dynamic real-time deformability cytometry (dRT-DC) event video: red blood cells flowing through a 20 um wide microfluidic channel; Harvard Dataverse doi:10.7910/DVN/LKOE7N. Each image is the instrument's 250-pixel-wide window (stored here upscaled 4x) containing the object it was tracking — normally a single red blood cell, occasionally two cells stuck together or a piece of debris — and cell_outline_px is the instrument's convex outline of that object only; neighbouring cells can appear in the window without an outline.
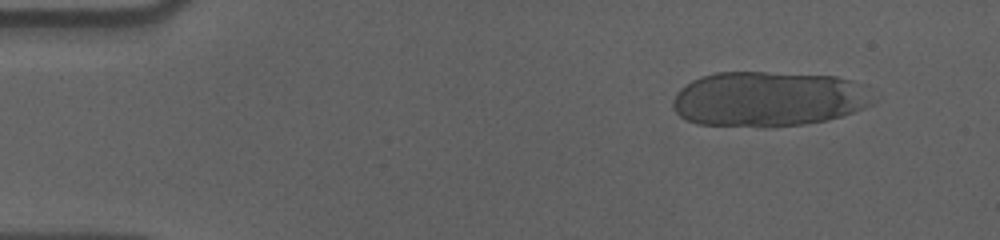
{"species": "human", "species_latin": "Homo sapiens", "temperature_condition": "cold", "stored_images_in_passage": 52, "camera_frame_rate_fps": 3000, "um_per_image_px": 0.085, "donor": {"sex": "male"}, "frame": {"image": 1, "passage_image": 5, "time_ms": 1.333, "image_size_px": [1000, 240], "cell_outline_px": [[876, 100], [872, 104], [864, 108], [828, 120], [804, 124], [772, 128], [764, 128], [696, 124], [680, 116], [672, 108], [672, 100], [676, 92], [680, 88], [692, 80], [700, 76], [716, 72], [764, 72], [836, 76], [852, 80]], "centroid_in_image_um": [65.24, 8.43], "position_along_channel_um": 19.8, "area_um2": 64.85}}
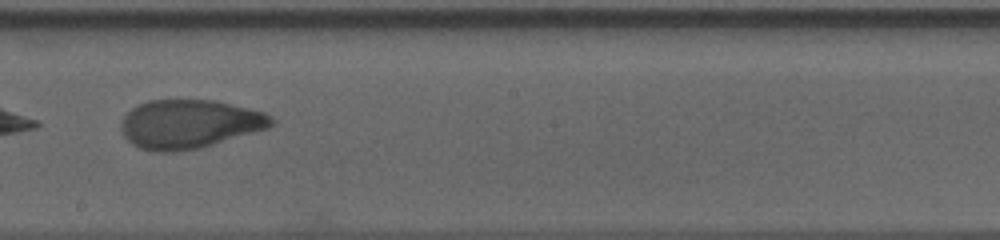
{"frame": {"image": 2, "passage_image": 32, "time_ms": 10.333, "image_size_px": [1000, 240], "cell_outline_px": [[276, 120], [268, 128], [200, 148], [180, 152], [152, 152], [140, 148], [132, 144], [124, 136], [120, 128], [120, 124], [124, 116], [136, 104], [148, 100], [216, 100], [264, 112], [272, 116]], "centroid_in_image_um": [16.07, 10.55], "position_along_channel_um": 232.1, "area_um2": 43.0}}
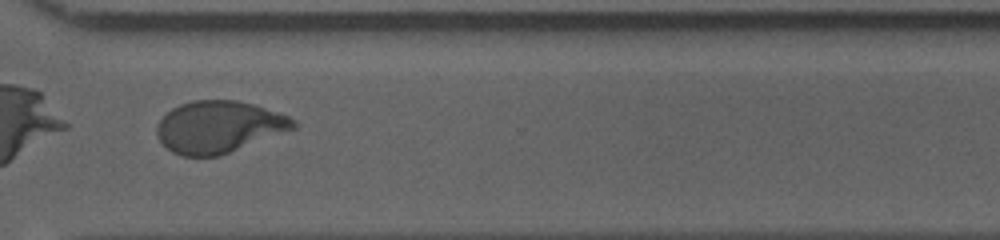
{"frame": {"image": 3, "passage_image": 42, "time_ms": 13.667, "image_size_px": [1000, 240], "cell_outline_px": [[296, 128], [220, 156], [180, 156], [172, 152], [156, 136], [156, 124], [172, 108], [180, 104], [192, 100], [236, 100], [252, 104], [288, 116], [296, 120]], "centroid_in_image_um": [18.58, 10.79], "position_along_channel_um": 352.0, "area_um2": 41.21}, "authors_computed_cell_mechanics": {"area_um2": 43.0032, "velocity_mm_per_s": 3.6026, "shape_relaxation_time_tau1_ms": 7.549, "shape_relaxation_time_tau2_ms": 1.9102, "deformation_change_tau1": 0.2558, "deformation_change_tau2": 0.0549}}